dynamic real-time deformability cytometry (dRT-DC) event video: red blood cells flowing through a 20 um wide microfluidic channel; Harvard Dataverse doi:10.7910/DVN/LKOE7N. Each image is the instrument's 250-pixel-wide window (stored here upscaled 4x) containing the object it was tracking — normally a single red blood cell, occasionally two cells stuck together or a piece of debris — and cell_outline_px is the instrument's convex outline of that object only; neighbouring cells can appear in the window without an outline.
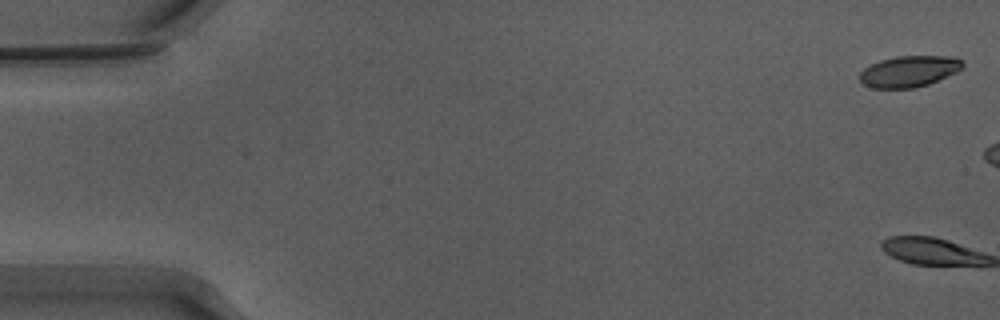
{"species": "Egyptian fruit bat (a non-hibernating species)", "species_latin": "Rousettus aegyptiacus", "temperature_condition": "warm", "stored_images_in_passage": 2, "camera_frame_rate_fps": 3000, "um_per_image_px": 0.085, "animal": {"sex": "male"}, "frame": {"image": 1, "passage_image": 1, "time_ms": 0.0, "image_size_px": [1000, 320], "cell_outline_px": [[964, 68], [956, 72], [928, 84], [916, 88], [872, 88], [864, 84], [860, 80], [860, 72], [864, 68], [880, 60], [896, 56], [948, 56], [964, 60]], "centroid_in_image_um": [77.29, 6.06], "position_along_channel_um": 7.7, "area_um2": 18.73}}